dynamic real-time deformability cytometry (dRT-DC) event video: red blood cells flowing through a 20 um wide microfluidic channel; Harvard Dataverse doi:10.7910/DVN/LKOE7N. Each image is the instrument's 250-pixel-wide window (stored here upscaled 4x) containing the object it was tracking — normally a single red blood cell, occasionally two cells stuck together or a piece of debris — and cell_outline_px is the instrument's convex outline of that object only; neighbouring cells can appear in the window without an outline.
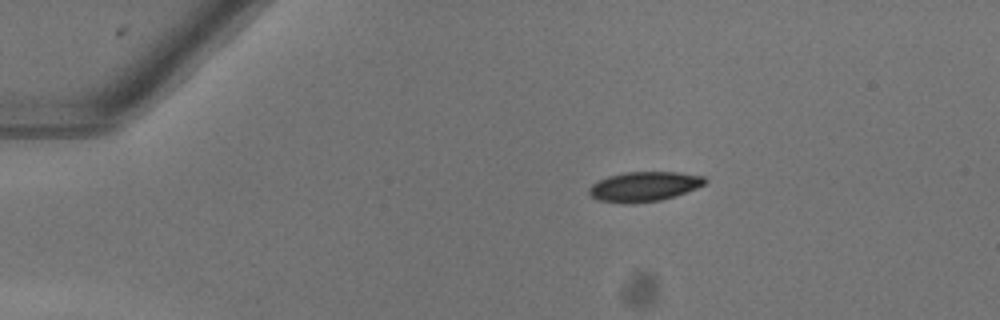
{"species": "common noctule bat (a hibernating species)", "species_latin": "Nyctalus noctula", "temperature_condition": "warm", "stored_images_in_passage": 43, "camera_frame_rate_fps": 3000, "um_per_image_px": 0.085, "animal": {"sex": "female"}, "frame": {"image": 1, "passage_image": 1, "time_ms": 0.0, "image_size_px": [1000, 320], "cell_outline_px": [[708, 180], [704, 184], [696, 188], [676, 196], [660, 200], [596, 200], [588, 192], [588, 188], [592, 184], [608, 176], [624, 172], [680, 172], [704, 176]], "centroid_in_image_um": [54.82, 15.79], "position_along_channel_um": 30.2, "area_um2": 19.25}}
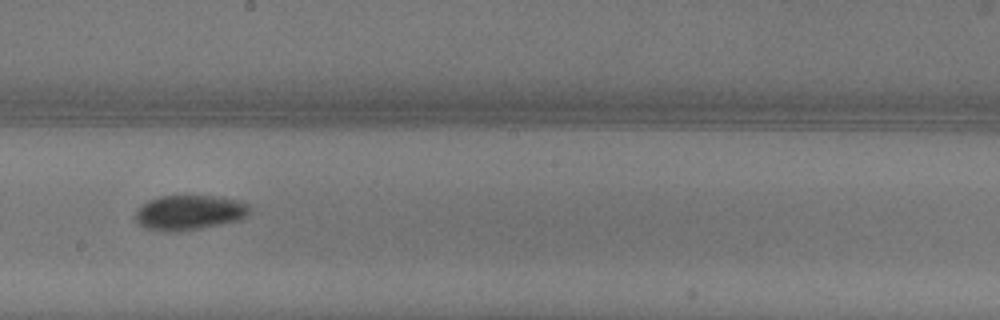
{"frame": {"image": 2, "passage_image": 21, "time_ms": 6.667, "image_size_px": [1000, 320], "cell_outline_px": [[252, 208], [248, 216], [240, 220], [200, 228], [176, 232], [168, 232], [144, 228], [136, 224], [132, 216], [136, 208], [148, 200], [160, 196], [220, 196], [240, 200], [248, 204]], "centroid_in_image_um": [16.06, 18.06], "position_along_channel_um": 232.1, "area_um2": 23.87}}
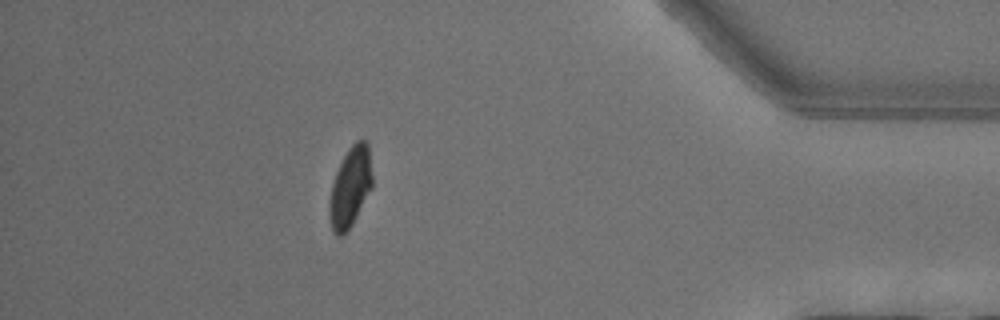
{"frame": {"image": 3, "passage_image": 37, "time_ms": 12.0, "image_size_px": [1000, 320], "cell_outline_px": [[372, 188], [352, 224], [340, 236], [336, 236], [332, 232], [328, 216], [328, 204], [332, 184], [336, 172], [348, 148], [356, 140], [364, 140], [368, 144], [372, 176]], "centroid_in_image_um": [29.75, 15.92], "position_along_channel_um": 405.4, "area_um2": 20.0}, "authors_computed_cell_mechanics": {"area_um2": 21.5016, "velocity_mm_per_s": 4.0553, "shape_relaxation_time_tau1_ms": 3.7839, "shape_relaxation_time_tau2_ms": null, "deformation_change_tau1": 0.1456, "deformation_change_tau2": null}}